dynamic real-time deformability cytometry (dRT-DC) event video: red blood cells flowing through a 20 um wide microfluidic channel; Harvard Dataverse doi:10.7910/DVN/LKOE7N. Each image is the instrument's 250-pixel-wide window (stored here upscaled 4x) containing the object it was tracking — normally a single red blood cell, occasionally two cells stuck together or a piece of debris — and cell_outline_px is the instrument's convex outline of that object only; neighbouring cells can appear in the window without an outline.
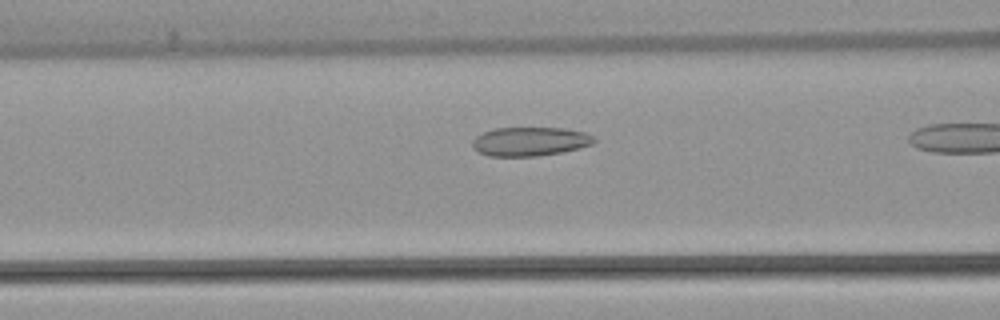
{"species": "common noctule bat (a hibernating species)", "species_latin": "Nyctalus noctula", "temperature_condition": "warm", "stored_images_in_passage": 36, "camera_frame_rate_fps": 3000, "um_per_image_px": 0.085, "animal": {"sex": "female", "body_mass_g": 22.7, "forearm_length_mm": 54.2}, "frame": {"image": 1, "passage_image": 16, "time_ms": 5.0, "image_size_px": [1000, 320], "cell_outline_px": [[596, 140], [592, 144], [580, 148], [564, 152], [536, 156], [488, 156], [472, 148], [472, 140], [476, 136], [484, 132], [496, 128], [564, 128], [584, 132], [592, 136]], "centroid_in_image_um": [45.04, 12.03], "position_along_channel_um": 121.6, "area_um2": 20.52}}